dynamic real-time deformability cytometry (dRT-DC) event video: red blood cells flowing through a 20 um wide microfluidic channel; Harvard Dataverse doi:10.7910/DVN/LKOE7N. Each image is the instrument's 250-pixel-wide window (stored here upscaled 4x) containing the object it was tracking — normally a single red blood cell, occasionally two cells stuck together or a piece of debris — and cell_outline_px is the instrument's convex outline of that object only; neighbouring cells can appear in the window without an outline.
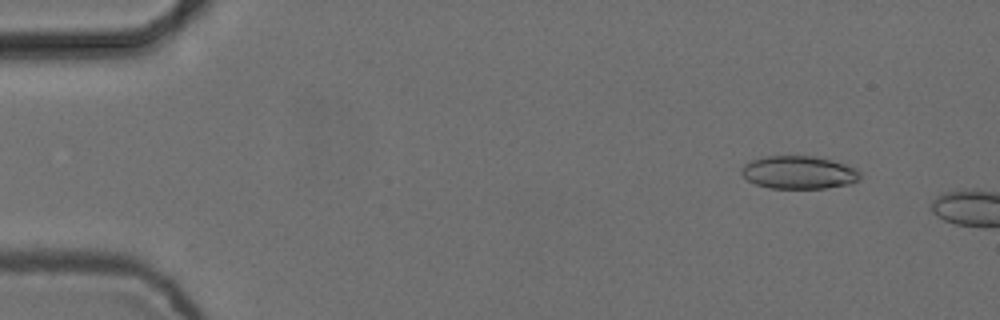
{"species": "common noctule bat (a hibernating species)", "species_latin": "Nyctalus noctula", "temperature_condition": "cold", "stored_images_in_passage": 2, "camera_frame_rate_fps": 3000, "um_per_image_px": 0.085, "animal": {"sex": "female", "body_mass_g": 24.6, "forearm_length_mm": 56.2}, "frame": {"image": 1, "passage_image": 1, "time_ms": 0.0, "image_size_px": [1000, 320], "cell_outline_px": [[860, 180], [852, 184], [824, 188], [768, 188], [756, 184], [748, 180], [740, 172], [740, 168], [744, 164], [752, 160], [764, 156], [812, 156], [832, 160], [856, 168], [860, 172]], "centroid_in_image_um": [67.9, 14.66], "position_along_channel_um": 17.1, "area_um2": 22.89}}